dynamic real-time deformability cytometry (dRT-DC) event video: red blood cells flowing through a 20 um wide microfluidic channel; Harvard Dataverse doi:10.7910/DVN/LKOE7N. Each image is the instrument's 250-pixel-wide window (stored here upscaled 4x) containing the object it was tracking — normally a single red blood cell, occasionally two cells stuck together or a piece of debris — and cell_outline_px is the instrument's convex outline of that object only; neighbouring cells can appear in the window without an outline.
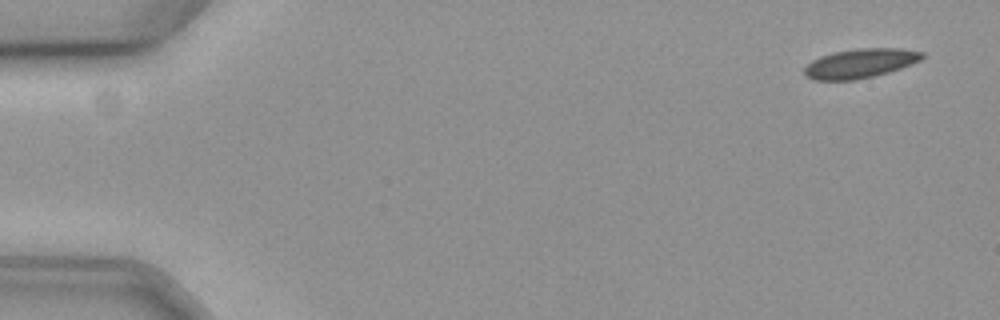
{"species": "common noctule bat (a hibernating species)", "species_latin": "Nyctalus noctula", "temperature_condition": "cold", "stored_images_in_passage": 15, "camera_frame_rate_fps": 3000, "um_per_image_px": 0.085, "animal": {"sex": "female", "body_mass_g": 19.3, "forearm_length_mm": 54.1}, "frame": {"image": 1, "passage_image": 1, "time_ms": 0.0, "image_size_px": [1000, 320], "cell_outline_px": [[924, 56], [920, 60], [912, 64], [888, 72], [856, 80], [812, 80], [804, 76], [804, 68], [812, 60], [820, 56], [832, 52], [856, 48], [900, 48], [924, 52]], "centroid_in_image_um": [73.09, 5.38], "position_along_channel_um": 11.9, "area_um2": 20.23}}